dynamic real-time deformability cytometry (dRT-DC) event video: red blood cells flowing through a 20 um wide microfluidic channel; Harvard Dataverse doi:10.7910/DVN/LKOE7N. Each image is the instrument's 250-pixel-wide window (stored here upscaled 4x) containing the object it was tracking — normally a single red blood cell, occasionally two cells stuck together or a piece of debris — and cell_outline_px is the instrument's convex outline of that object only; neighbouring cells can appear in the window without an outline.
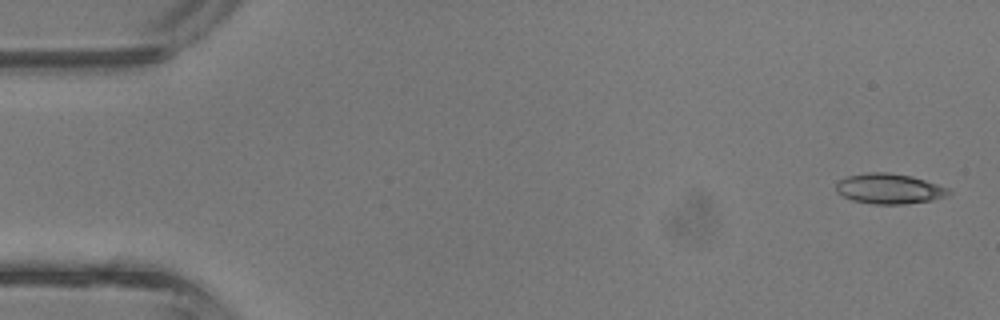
{"species": "common noctule bat (a hibernating species)", "species_latin": "Nyctalus noctula", "temperature_condition": "room temperature", "stored_images_in_passage": 4, "camera_frame_rate_fps": 3000, "um_per_image_px": 0.085, "animal": {"sex": "male", "body_mass_g": 13.3}, "frame": {"image": 1, "passage_image": 1, "time_ms": 0.0, "image_size_px": [1000, 320], "cell_outline_px": [[952, 192], [948, 196], [932, 200], [904, 204], [872, 204], [852, 200], [836, 192], [836, 184], [840, 180], [848, 176], [868, 172], [888, 172], [912, 176], [948, 188]], "centroid_in_image_um": [75.59, 16.04], "position_along_channel_um": 9.4, "area_um2": 19.83}}
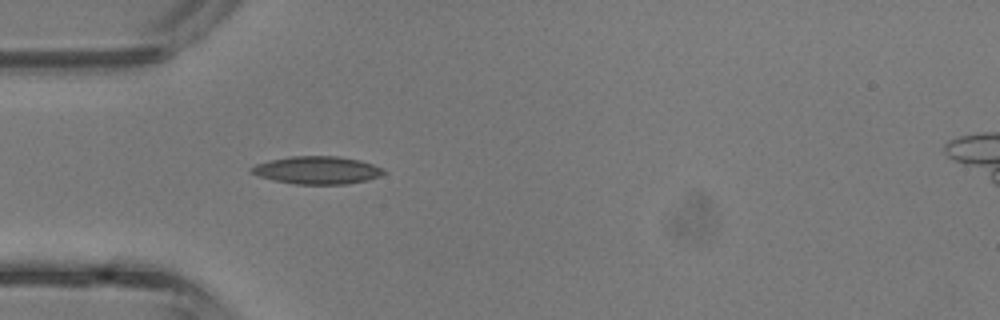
{"frame": {"image": 2, "passage_image": 4, "time_ms": 1.0, "image_size_px": [1000, 320], "cell_outline_px": [[388, 172], [380, 176], [368, 180], [348, 184], [296, 184], [272, 180], [256, 176], [248, 172], [248, 168], [256, 164], [268, 160], [288, 156], [340, 156], [360, 160], [384, 168]], "centroid_in_image_um": [26.93, 14.46], "position_along_channel_um": 58.1, "area_um2": 21.85}}